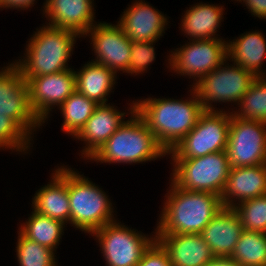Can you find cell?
Instances as JSON below:
<instances>
[{"mask_svg":"<svg viewBox=\"0 0 266 266\" xmlns=\"http://www.w3.org/2000/svg\"><path fill=\"white\" fill-rule=\"evenodd\" d=\"M87 34L91 36L96 55L93 62L106 66L115 74L119 70L128 73L132 41L118 24L98 23L83 36Z\"/></svg>","mask_w":266,"mask_h":266,"instance_id":"5bb4252c","label":"cell"},{"mask_svg":"<svg viewBox=\"0 0 266 266\" xmlns=\"http://www.w3.org/2000/svg\"><path fill=\"white\" fill-rule=\"evenodd\" d=\"M50 184L40 188L32 201L33 210L62 223H70L68 169L61 166L52 173Z\"/></svg>","mask_w":266,"mask_h":266,"instance_id":"44dd1931","label":"cell"},{"mask_svg":"<svg viewBox=\"0 0 266 266\" xmlns=\"http://www.w3.org/2000/svg\"><path fill=\"white\" fill-rule=\"evenodd\" d=\"M238 105L234 116L266 123V77H256Z\"/></svg>","mask_w":266,"mask_h":266,"instance_id":"83f0119b","label":"cell"},{"mask_svg":"<svg viewBox=\"0 0 266 266\" xmlns=\"http://www.w3.org/2000/svg\"><path fill=\"white\" fill-rule=\"evenodd\" d=\"M245 3L252 15L259 19H266V0H238Z\"/></svg>","mask_w":266,"mask_h":266,"instance_id":"836d02e7","label":"cell"},{"mask_svg":"<svg viewBox=\"0 0 266 266\" xmlns=\"http://www.w3.org/2000/svg\"><path fill=\"white\" fill-rule=\"evenodd\" d=\"M231 257L241 266H266V233L243 230Z\"/></svg>","mask_w":266,"mask_h":266,"instance_id":"4316f807","label":"cell"},{"mask_svg":"<svg viewBox=\"0 0 266 266\" xmlns=\"http://www.w3.org/2000/svg\"><path fill=\"white\" fill-rule=\"evenodd\" d=\"M29 220L20 227V232L27 239L55 251L62 236L65 224L48 216L32 211Z\"/></svg>","mask_w":266,"mask_h":266,"instance_id":"d4e9b609","label":"cell"},{"mask_svg":"<svg viewBox=\"0 0 266 266\" xmlns=\"http://www.w3.org/2000/svg\"><path fill=\"white\" fill-rule=\"evenodd\" d=\"M35 0H0V8H29L34 4Z\"/></svg>","mask_w":266,"mask_h":266,"instance_id":"e575fe53","label":"cell"},{"mask_svg":"<svg viewBox=\"0 0 266 266\" xmlns=\"http://www.w3.org/2000/svg\"><path fill=\"white\" fill-rule=\"evenodd\" d=\"M30 137L11 119L0 112V148L25 152L30 147Z\"/></svg>","mask_w":266,"mask_h":266,"instance_id":"4dcf8cb0","label":"cell"},{"mask_svg":"<svg viewBox=\"0 0 266 266\" xmlns=\"http://www.w3.org/2000/svg\"><path fill=\"white\" fill-rule=\"evenodd\" d=\"M223 6L198 3L186 10L181 26L189 40L220 39L215 37L223 19Z\"/></svg>","mask_w":266,"mask_h":266,"instance_id":"cb8c5ba5","label":"cell"},{"mask_svg":"<svg viewBox=\"0 0 266 266\" xmlns=\"http://www.w3.org/2000/svg\"><path fill=\"white\" fill-rule=\"evenodd\" d=\"M224 64L223 62L216 69L204 75L195 85H192L204 111H215L212 102L232 101L239 104L256 79L252 73L235 63H233L234 66H224Z\"/></svg>","mask_w":266,"mask_h":266,"instance_id":"ba28073f","label":"cell"},{"mask_svg":"<svg viewBox=\"0 0 266 266\" xmlns=\"http://www.w3.org/2000/svg\"><path fill=\"white\" fill-rule=\"evenodd\" d=\"M226 152L230 167L266 164V123L243 120L231 112Z\"/></svg>","mask_w":266,"mask_h":266,"instance_id":"30bf717a","label":"cell"},{"mask_svg":"<svg viewBox=\"0 0 266 266\" xmlns=\"http://www.w3.org/2000/svg\"><path fill=\"white\" fill-rule=\"evenodd\" d=\"M125 112H120L110 104H99L84 127L74 137L84 141L86 146L82 154L88 160L101 148V146L125 123ZM123 119V120H122Z\"/></svg>","mask_w":266,"mask_h":266,"instance_id":"e0dca14e","label":"cell"},{"mask_svg":"<svg viewBox=\"0 0 266 266\" xmlns=\"http://www.w3.org/2000/svg\"><path fill=\"white\" fill-rule=\"evenodd\" d=\"M16 256L19 266H56L55 251L18 233Z\"/></svg>","mask_w":266,"mask_h":266,"instance_id":"f546056e","label":"cell"},{"mask_svg":"<svg viewBox=\"0 0 266 266\" xmlns=\"http://www.w3.org/2000/svg\"><path fill=\"white\" fill-rule=\"evenodd\" d=\"M123 13L117 24L132 42H155L168 24L162 13L142 0H136Z\"/></svg>","mask_w":266,"mask_h":266,"instance_id":"9a60e30c","label":"cell"},{"mask_svg":"<svg viewBox=\"0 0 266 266\" xmlns=\"http://www.w3.org/2000/svg\"><path fill=\"white\" fill-rule=\"evenodd\" d=\"M266 56L265 36L259 31L246 32L239 39L227 42V60L241 66L255 77H266L261 70ZM230 58V59H229Z\"/></svg>","mask_w":266,"mask_h":266,"instance_id":"7402d4cb","label":"cell"},{"mask_svg":"<svg viewBox=\"0 0 266 266\" xmlns=\"http://www.w3.org/2000/svg\"><path fill=\"white\" fill-rule=\"evenodd\" d=\"M243 230L266 233V194L236 204Z\"/></svg>","mask_w":266,"mask_h":266,"instance_id":"f1b7e54d","label":"cell"},{"mask_svg":"<svg viewBox=\"0 0 266 266\" xmlns=\"http://www.w3.org/2000/svg\"><path fill=\"white\" fill-rule=\"evenodd\" d=\"M155 42L134 41L131 46L130 63L128 73L139 74L147 71L146 68L155 60Z\"/></svg>","mask_w":266,"mask_h":266,"instance_id":"1f68e13d","label":"cell"},{"mask_svg":"<svg viewBox=\"0 0 266 266\" xmlns=\"http://www.w3.org/2000/svg\"><path fill=\"white\" fill-rule=\"evenodd\" d=\"M265 194L266 164L249 167H231L225 189L221 195V203L223 207L233 208L244 200L253 199ZM235 199H237L238 203H236Z\"/></svg>","mask_w":266,"mask_h":266,"instance_id":"ac0fdd59","label":"cell"},{"mask_svg":"<svg viewBox=\"0 0 266 266\" xmlns=\"http://www.w3.org/2000/svg\"><path fill=\"white\" fill-rule=\"evenodd\" d=\"M75 71H65L37 77H24L29 87L30 106L36 117L45 123L52 106H60L76 91Z\"/></svg>","mask_w":266,"mask_h":266,"instance_id":"4fadbf2b","label":"cell"},{"mask_svg":"<svg viewBox=\"0 0 266 266\" xmlns=\"http://www.w3.org/2000/svg\"><path fill=\"white\" fill-rule=\"evenodd\" d=\"M227 42L221 39L190 40L169 56V65L179 75L194 77V85L223 62H227ZM197 78V79H196Z\"/></svg>","mask_w":266,"mask_h":266,"instance_id":"8fae6325","label":"cell"},{"mask_svg":"<svg viewBox=\"0 0 266 266\" xmlns=\"http://www.w3.org/2000/svg\"><path fill=\"white\" fill-rule=\"evenodd\" d=\"M76 91L97 104H106V96L114 88L116 75L104 65L90 62L85 64L81 70L75 71Z\"/></svg>","mask_w":266,"mask_h":266,"instance_id":"603a6c76","label":"cell"},{"mask_svg":"<svg viewBox=\"0 0 266 266\" xmlns=\"http://www.w3.org/2000/svg\"><path fill=\"white\" fill-rule=\"evenodd\" d=\"M95 101L75 91L58 108L62 112L64 122L62 131L69 135L76 136L86 124L95 108L98 106Z\"/></svg>","mask_w":266,"mask_h":266,"instance_id":"484cf974","label":"cell"},{"mask_svg":"<svg viewBox=\"0 0 266 266\" xmlns=\"http://www.w3.org/2000/svg\"><path fill=\"white\" fill-rule=\"evenodd\" d=\"M171 159L174 164L171 181L176 186L221 197L231 168L226 151L195 158Z\"/></svg>","mask_w":266,"mask_h":266,"instance_id":"8992f818","label":"cell"},{"mask_svg":"<svg viewBox=\"0 0 266 266\" xmlns=\"http://www.w3.org/2000/svg\"><path fill=\"white\" fill-rule=\"evenodd\" d=\"M203 266H241L231 256L214 257Z\"/></svg>","mask_w":266,"mask_h":266,"instance_id":"d590c367","label":"cell"},{"mask_svg":"<svg viewBox=\"0 0 266 266\" xmlns=\"http://www.w3.org/2000/svg\"><path fill=\"white\" fill-rule=\"evenodd\" d=\"M155 235L172 266H203L215 257L200 233Z\"/></svg>","mask_w":266,"mask_h":266,"instance_id":"d6986e66","label":"cell"},{"mask_svg":"<svg viewBox=\"0 0 266 266\" xmlns=\"http://www.w3.org/2000/svg\"><path fill=\"white\" fill-rule=\"evenodd\" d=\"M130 105V120L117 131L89 159L102 163H142L166 156L143 119L135 112V102Z\"/></svg>","mask_w":266,"mask_h":266,"instance_id":"3957f363","label":"cell"},{"mask_svg":"<svg viewBox=\"0 0 266 266\" xmlns=\"http://www.w3.org/2000/svg\"><path fill=\"white\" fill-rule=\"evenodd\" d=\"M98 239L107 266H137L143 253L156 240L121 225L117 220L92 233Z\"/></svg>","mask_w":266,"mask_h":266,"instance_id":"9c48e42d","label":"cell"},{"mask_svg":"<svg viewBox=\"0 0 266 266\" xmlns=\"http://www.w3.org/2000/svg\"><path fill=\"white\" fill-rule=\"evenodd\" d=\"M243 226L233 208L223 207L200 233L215 257L231 256Z\"/></svg>","mask_w":266,"mask_h":266,"instance_id":"ffe728a7","label":"cell"},{"mask_svg":"<svg viewBox=\"0 0 266 266\" xmlns=\"http://www.w3.org/2000/svg\"><path fill=\"white\" fill-rule=\"evenodd\" d=\"M231 112L204 111L194 128L168 154L171 158H195L226 151Z\"/></svg>","mask_w":266,"mask_h":266,"instance_id":"52a82bcc","label":"cell"},{"mask_svg":"<svg viewBox=\"0 0 266 266\" xmlns=\"http://www.w3.org/2000/svg\"><path fill=\"white\" fill-rule=\"evenodd\" d=\"M156 234L201 233L223 208L221 197L210 192L187 191L172 181Z\"/></svg>","mask_w":266,"mask_h":266,"instance_id":"7a4b0ae2","label":"cell"},{"mask_svg":"<svg viewBox=\"0 0 266 266\" xmlns=\"http://www.w3.org/2000/svg\"><path fill=\"white\" fill-rule=\"evenodd\" d=\"M92 1L46 0L43 13L49 18L48 25L72 30L83 36L95 25Z\"/></svg>","mask_w":266,"mask_h":266,"instance_id":"2e32d148","label":"cell"},{"mask_svg":"<svg viewBox=\"0 0 266 266\" xmlns=\"http://www.w3.org/2000/svg\"><path fill=\"white\" fill-rule=\"evenodd\" d=\"M81 36L72 30L47 26L41 27L29 39L22 60L14 64L23 77L50 75L70 69L67 62L76 42Z\"/></svg>","mask_w":266,"mask_h":266,"instance_id":"277c9868","label":"cell"},{"mask_svg":"<svg viewBox=\"0 0 266 266\" xmlns=\"http://www.w3.org/2000/svg\"><path fill=\"white\" fill-rule=\"evenodd\" d=\"M0 112L11 118L31 139L32 130L42 126L30 106L28 83L11 63L0 71Z\"/></svg>","mask_w":266,"mask_h":266,"instance_id":"7c38bea8","label":"cell"},{"mask_svg":"<svg viewBox=\"0 0 266 266\" xmlns=\"http://www.w3.org/2000/svg\"><path fill=\"white\" fill-rule=\"evenodd\" d=\"M137 266H172L168 252L155 240L143 253Z\"/></svg>","mask_w":266,"mask_h":266,"instance_id":"d6a6232c","label":"cell"},{"mask_svg":"<svg viewBox=\"0 0 266 266\" xmlns=\"http://www.w3.org/2000/svg\"><path fill=\"white\" fill-rule=\"evenodd\" d=\"M88 178L68 168L70 224L92 235L104 225L114 222L108 196Z\"/></svg>","mask_w":266,"mask_h":266,"instance_id":"5b68a950","label":"cell"},{"mask_svg":"<svg viewBox=\"0 0 266 266\" xmlns=\"http://www.w3.org/2000/svg\"><path fill=\"white\" fill-rule=\"evenodd\" d=\"M191 91L193 96L186 100L150 97L135 102V112L167 153L194 128L204 112L193 87Z\"/></svg>","mask_w":266,"mask_h":266,"instance_id":"6da1fadb","label":"cell"}]
</instances>
